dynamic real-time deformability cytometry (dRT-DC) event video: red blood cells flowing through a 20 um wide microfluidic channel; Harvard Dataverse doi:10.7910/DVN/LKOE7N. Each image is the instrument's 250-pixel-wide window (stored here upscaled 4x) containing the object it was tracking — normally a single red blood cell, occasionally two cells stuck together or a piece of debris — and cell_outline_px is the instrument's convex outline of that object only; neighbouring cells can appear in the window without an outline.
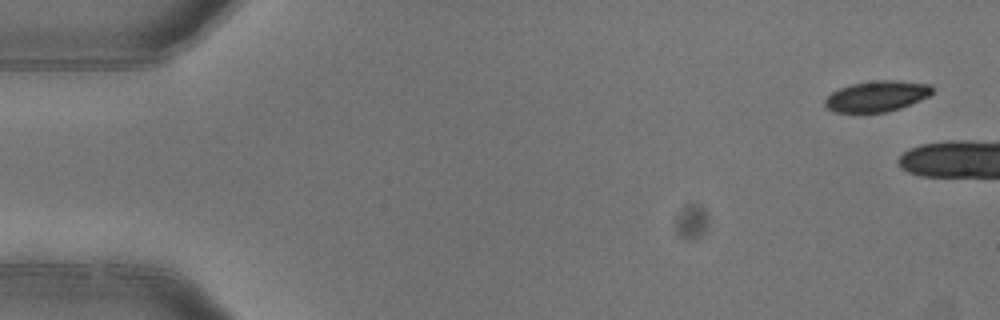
{"species": "common noctule bat (a hibernating species)", "species_latin": "Nyctalus noctula", "temperature_condition": "warm", "stored_images_in_passage": 3, "camera_frame_rate_fps": 3000, "um_per_image_px": 0.085, "animal": {"sex": "female"}, "frame": {"image": 1, "passage_image": 1, "time_ms": 0.0, "image_size_px": [1000, 320], "cell_outline_px": [[932, 92], [928, 96], [920, 100], [900, 108], [884, 112], [832, 112], [824, 108], [824, 100], [832, 92], [840, 88], [852, 84], [876, 80], [896, 80], [932, 84]], "centroid_in_image_um": [74.5, 8.18], "position_along_channel_um": 10.5, "area_um2": 19.25}}